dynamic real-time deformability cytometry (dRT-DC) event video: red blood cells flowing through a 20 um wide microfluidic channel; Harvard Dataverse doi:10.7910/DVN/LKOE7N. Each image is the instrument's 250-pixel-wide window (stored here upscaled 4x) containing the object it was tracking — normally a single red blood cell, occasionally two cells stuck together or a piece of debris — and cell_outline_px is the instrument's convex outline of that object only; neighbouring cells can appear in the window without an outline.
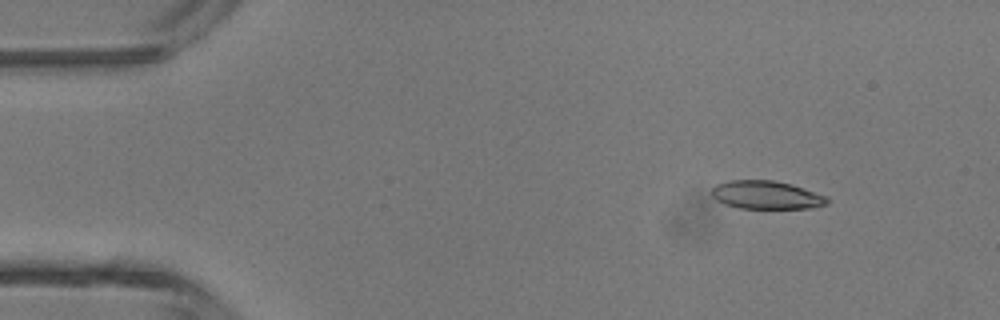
{"species": "common noctule bat (a hibernating species)", "species_latin": "Nyctalus noctula", "temperature_condition": "room temperature", "stored_images_in_passage": 3, "camera_frame_rate_fps": 3000, "um_per_image_px": 0.085, "animal": {"sex": "male", "body_mass_g": 13.3}, "frame": {"image": 1, "passage_image": 1, "time_ms": 0.0, "image_size_px": [1000, 320], "cell_outline_px": [[828, 204], [812, 208], [740, 208], [724, 204], [716, 200], [712, 196], [712, 188], [716, 184], [728, 180], [772, 180], [792, 184], [828, 196]], "centroid_in_image_um": [65.15, 16.57], "position_along_channel_um": 19.9, "area_um2": 19.13}}